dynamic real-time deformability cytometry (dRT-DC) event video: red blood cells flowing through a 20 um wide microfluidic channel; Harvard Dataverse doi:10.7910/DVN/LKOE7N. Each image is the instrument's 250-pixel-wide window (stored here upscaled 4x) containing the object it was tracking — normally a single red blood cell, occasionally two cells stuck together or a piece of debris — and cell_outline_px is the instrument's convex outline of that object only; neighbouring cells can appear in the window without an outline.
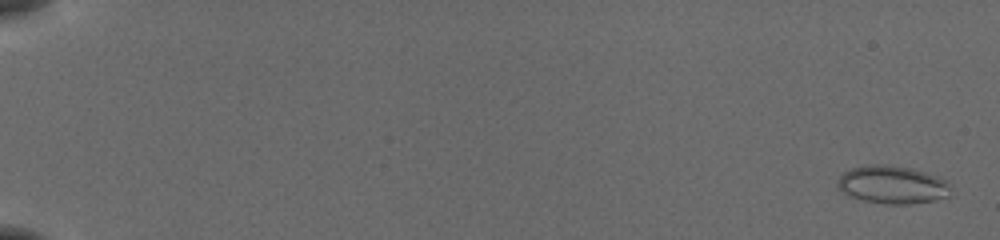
{"species": "common noctule bat (a hibernating species)", "species_latin": "Nyctalus noctula", "temperature_condition": "cold", "stored_images_in_passage": 57, "camera_frame_rate_fps": 3000, "um_per_image_px": 0.085, "animal": {"sex": "female", "body_mass_g": 19.5, "forearm_length_mm": 54.1}, "frame": {"image": 1, "passage_image": 2, "time_ms": 0.333, "image_size_px": [1000, 240], "cell_outline_px": [[948, 196], [932, 200], [908, 204], [888, 204], [864, 200], [848, 196], [836, 188], [836, 184], [840, 176], [844, 172], [852, 168], [872, 164], [884, 164], [912, 168], [940, 176], [944, 180], [948, 188]], "centroid_in_image_um": [75.79, 15.69], "position_along_channel_um": 9.2, "area_um2": 24.85}}
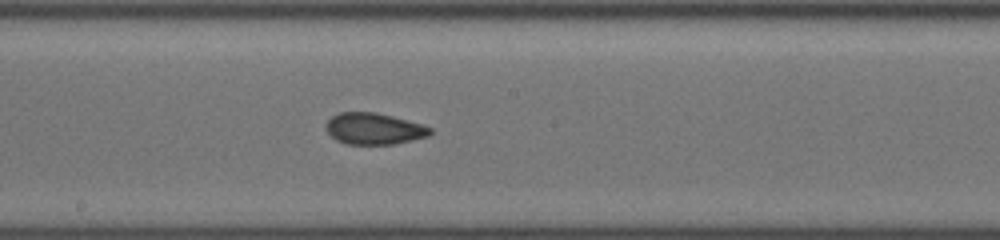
{"frame": {"image": 2, "passage_image": 33, "time_ms": 10.667, "image_size_px": [1000, 240], "cell_outline_px": [[432, 132], [428, 136], [412, 140], [392, 144], [344, 144], [336, 140], [324, 128], [328, 120], [332, 116], [340, 112], [376, 112], [424, 124], [432, 128]], "centroid_in_image_um": [31.79, 10.94], "position_along_channel_um": 216.4, "area_um2": 19.19}}
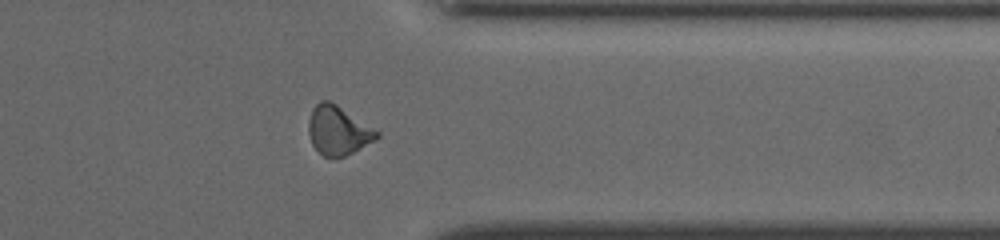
{"frame": {"image": 3, "passage_image": 46, "time_ms": 15.0, "image_size_px": [1000, 240], "cell_outline_px": [[380, 136], [352, 152], [344, 156], [324, 156], [312, 144], [308, 132], [308, 120], [312, 108], [320, 100], [328, 100], [336, 104], [380, 132]], "centroid_in_image_um": [28.7, 11.05], "position_along_channel_um": 382.7, "area_um2": 19.07}, "authors_computed_cell_mechanics": {"area_um2": 19.5364, "velocity_mm_per_s": 3.8934, "shape_relaxation_time_tau1_ms": 9.3578, "shape_relaxation_time_tau2_ms": 2.443, "deformation_change_tau1": 0.1846, "deformation_change_tau2": 0.0711}}